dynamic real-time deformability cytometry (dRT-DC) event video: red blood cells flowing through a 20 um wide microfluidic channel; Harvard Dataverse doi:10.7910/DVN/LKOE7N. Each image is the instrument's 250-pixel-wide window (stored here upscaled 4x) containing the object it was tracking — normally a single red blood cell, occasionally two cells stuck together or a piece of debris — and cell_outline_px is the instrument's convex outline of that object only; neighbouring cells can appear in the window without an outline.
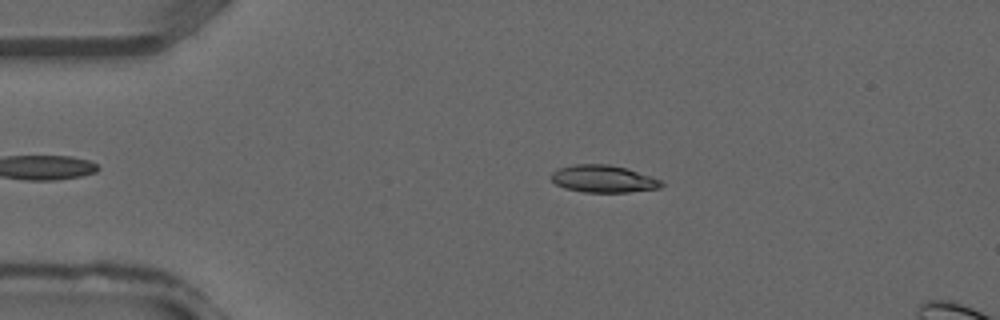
{"species": "common noctule bat (a hibernating species)", "species_latin": "Nyctalus noctula", "temperature_condition": "warm", "stored_images_in_passage": 29, "camera_frame_rate_fps": 3000, "um_per_image_px": 0.085, "animal": {"sex": "male", "forearm_length_mm": 52.5}, "frame": {"image": 1, "passage_image": 4, "time_ms": 1.0, "image_size_px": [1000, 320], "cell_outline_px": [[664, 184], [660, 188], [628, 192], [584, 192], [564, 188], [556, 184], [548, 176], [552, 172], [560, 168], [576, 164], [608, 164], [628, 168], [652, 176], [660, 180]], "centroid_in_image_um": [51.28, 15.2], "position_along_channel_um": 33.7, "area_um2": 17.63}}
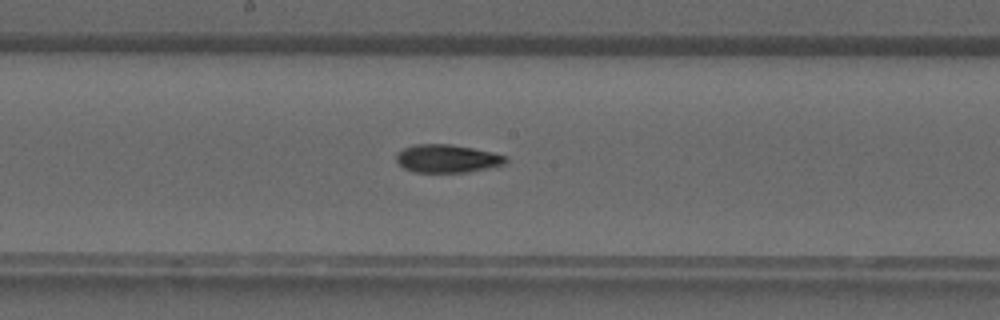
{"frame": {"image": 2, "passage_image": 16, "time_ms": 5.0, "image_size_px": [1000, 320], "cell_outline_px": [[508, 160], [504, 164], [488, 168], [468, 172], [412, 172], [404, 168], [396, 160], [396, 152], [404, 148], [416, 144], [448, 144], [472, 148], [492, 152], [508, 156]], "centroid_in_image_um": [38.01, 13.48], "position_along_channel_um": 210.2, "area_um2": 17.92}}
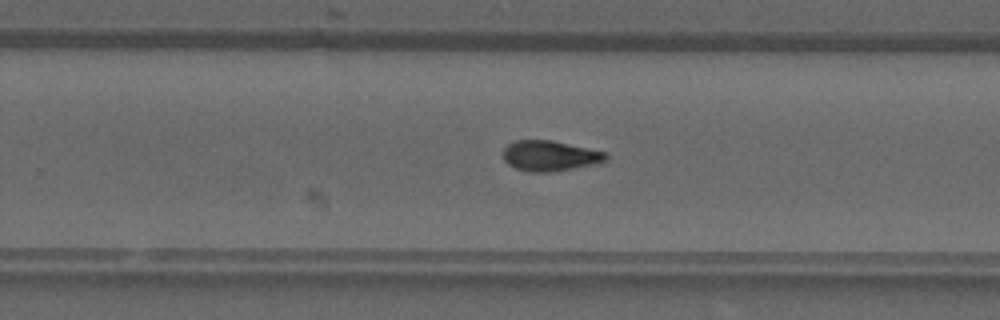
{"frame": {"image": 3, "passage_image": 20, "time_ms": 6.333, "image_size_px": [1000, 320], "cell_outline_px": [[608, 156], [600, 164], [548, 172], [528, 172], [516, 168], [508, 164], [504, 160], [504, 148], [508, 144], [516, 140], [552, 140], [608, 152]], "centroid_in_image_um": [46.78, 13.24], "position_along_channel_um": 283.0, "area_um2": 18.32}}